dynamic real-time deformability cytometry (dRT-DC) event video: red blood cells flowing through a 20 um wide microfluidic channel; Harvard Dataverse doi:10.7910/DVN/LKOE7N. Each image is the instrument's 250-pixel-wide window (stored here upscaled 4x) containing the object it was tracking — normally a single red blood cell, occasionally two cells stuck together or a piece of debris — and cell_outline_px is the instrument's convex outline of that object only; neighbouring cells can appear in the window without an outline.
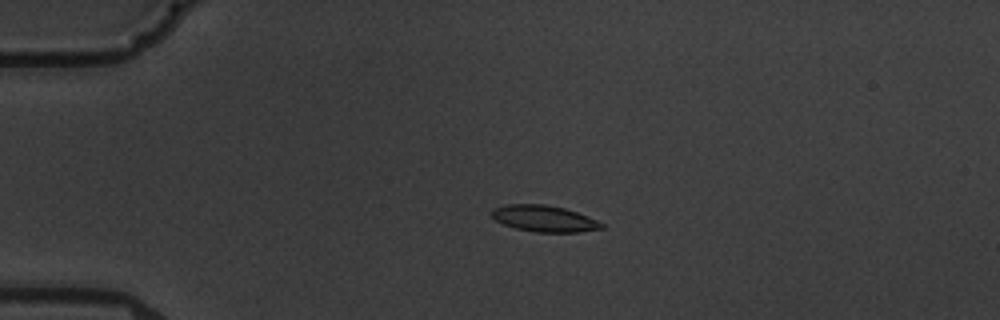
{"species": "common noctule bat (a hibernating species)", "species_latin": "Nyctalus noctula", "temperature_condition": "warm", "stored_images_in_passage": 4, "camera_frame_rate_fps": 3000, "um_per_image_px": 0.085, "animal": {"sex": "male", "body_mass_g": 19.5, "forearm_length_mm": 54.6}, "frame": {"image": 1, "passage_image": 3, "time_ms": 2.333, "image_size_px": [1000, 320], "cell_outline_px": [[604, 228], [580, 232], [536, 232], [516, 228], [504, 224], [496, 220], [492, 216], [492, 208], [508, 204], [544, 204], [564, 208], [588, 216], [604, 224]], "centroid_in_image_um": [46.27, 18.58], "position_along_channel_um": 38.7, "area_um2": 16.76}}